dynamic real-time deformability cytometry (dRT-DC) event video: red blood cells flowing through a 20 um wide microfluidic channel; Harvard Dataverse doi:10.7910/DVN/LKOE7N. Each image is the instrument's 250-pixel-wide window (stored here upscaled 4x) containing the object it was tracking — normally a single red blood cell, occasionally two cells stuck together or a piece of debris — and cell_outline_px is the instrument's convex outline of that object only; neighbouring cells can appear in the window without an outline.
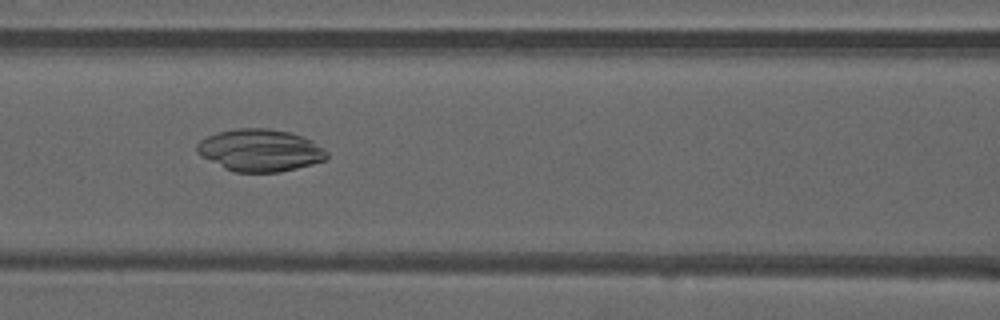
{"species": "common noctule bat (a hibernating species)", "species_latin": "Nyctalus noctula", "temperature_condition": "warm", "stored_images_in_passage": 51, "camera_frame_rate_fps": 3000, "um_per_image_px": 0.085, "animal": {"sex": "male", "forearm_length_mm": 52.5}, "frame": {"image": 1, "passage_image": 23, "time_ms": 7.333, "image_size_px": [1000, 320], "cell_outline_px": [[328, 156], [324, 160], [312, 164], [280, 172], [236, 172], [224, 168], [200, 156], [196, 152], [196, 144], [200, 140], [216, 132], [236, 128], [268, 128], [288, 132], [312, 140], [328, 152]], "centroid_in_image_um": [22.07, 12.77], "position_along_channel_um": 144.5, "area_um2": 31.96}}
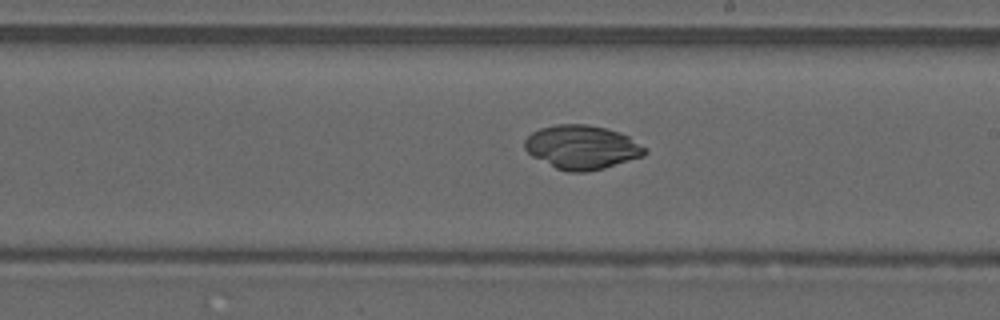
{"frame": {"image": 2, "passage_image": 30, "time_ms": 9.667, "image_size_px": [1000, 320], "cell_outline_px": [[648, 152], [644, 156], [604, 168], [588, 172], [568, 172], [556, 168], [532, 156], [524, 148], [524, 140], [532, 132], [540, 128], [556, 124], [588, 124], [608, 128], [620, 132], [628, 136], [648, 148]], "centroid_in_image_um": [49.48, 12.51], "position_along_channel_um": 239.5, "area_um2": 31.04}}
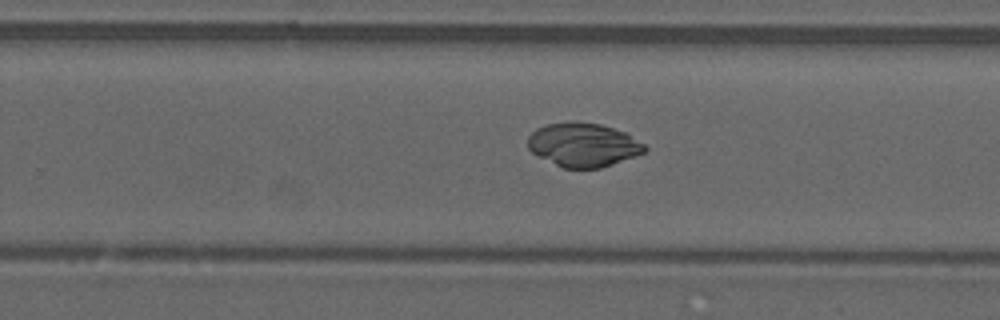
{"frame": {"image": 3, "passage_image": 33, "time_ms": 10.667, "image_size_px": [1000, 320], "cell_outline_px": [[648, 148], [644, 152], [636, 156], [600, 168], [564, 168], [532, 152], [528, 148], [528, 136], [536, 128], [544, 124], [600, 124], [624, 132], [644, 144]], "centroid_in_image_um": [49.58, 12.34], "position_along_channel_um": 280.2, "area_um2": 28.96}}